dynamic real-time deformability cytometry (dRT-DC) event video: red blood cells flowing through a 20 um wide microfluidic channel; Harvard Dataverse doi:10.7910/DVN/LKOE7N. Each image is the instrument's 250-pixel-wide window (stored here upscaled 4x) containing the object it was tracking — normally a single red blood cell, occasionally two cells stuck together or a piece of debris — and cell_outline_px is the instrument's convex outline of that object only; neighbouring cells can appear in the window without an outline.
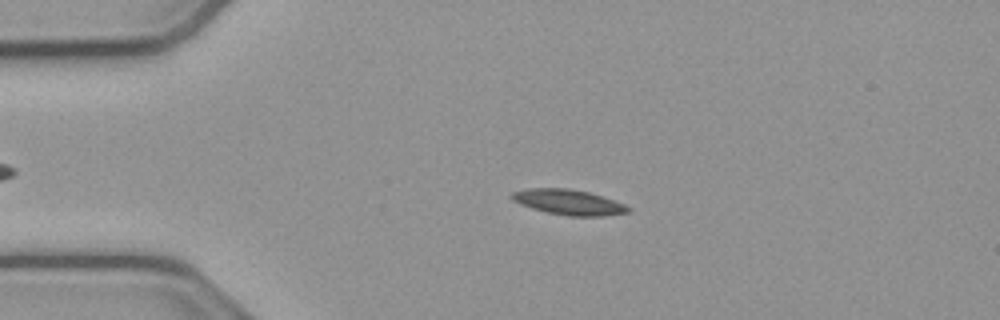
{"species": "common noctule bat (a hibernating species)", "species_latin": "Nyctalus noctula", "temperature_condition": "cold", "stored_images_in_passage": 45, "camera_frame_rate_fps": 3000, "um_per_image_px": 0.085, "animal": {"sex": "male", "body_mass_g": 23.1, "forearm_length_mm": 52.7}, "frame": {"image": 1, "passage_image": 11, "time_ms": 3.333, "image_size_px": [1000, 320], "cell_outline_px": [[632, 208], [628, 212], [600, 216], [568, 216], [548, 212], [532, 208], [520, 204], [512, 200], [512, 192], [528, 188], [568, 188], [588, 192], [624, 204]], "centroid_in_image_um": [48.31, 17.18], "position_along_channel_um": 36.7, "area_um2": 16.88}}
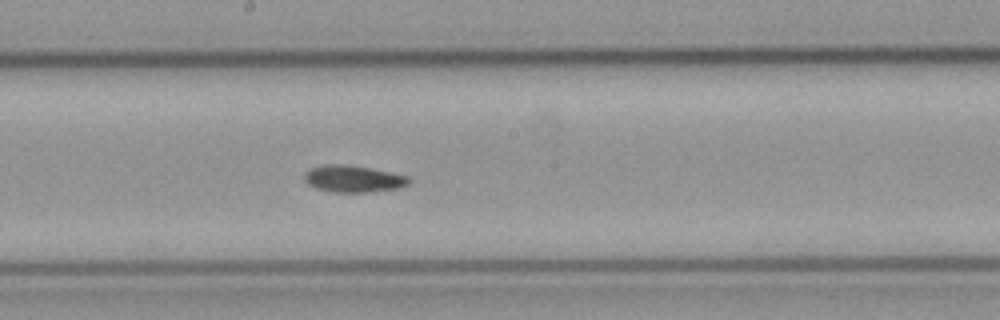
{"frame": {"image": 2, "passage_image": 28, "time_ms": 9.0, "image_size_px": [1000, 320], "cell_outline_px": [[412, 180], [408, 184], [400, 188], [364, 192], [332, 192], [316, 188], [308, 184], [304, 180], [304, 172], [312, 168], [324, 164], [340, 164], [368, 168], [408, 176]], "centroid_in_image_um": [30.01, 15.2], "position_along_channel_um": 218.2, "area_um2": 16.18}}
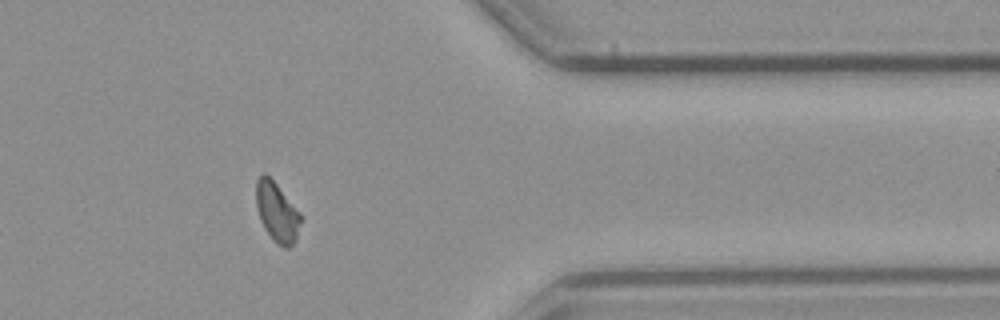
{"frame": {"image": 3, "passage_image": 43, "time_ms": 14.0, "image_size_px": [1000, 320], "cell_outline_px": [[300, 220], [296, 240], [288, 248], [284, 248], [272, 240], [264, 228], [260, 220], [256, 208], [256, 180], [260, 172], [264, 172], [276, 184], [300, 212]], "centroid_in_image_um": [23.5, 18.02], "position_along_channel_um": 387.9, "area_um2": 15.43}, "authors_computed_cell_mechanics": {"area_um2": 15.9528, "velocity_mm_per_s": 3.7864, "shape_relaxation_time_tau1_ms": null, "shape_relaxation_time_tau2_ms": 3.4162, "deformation_change_tau1": null, "deformation_change_tau2": 0.0615}}